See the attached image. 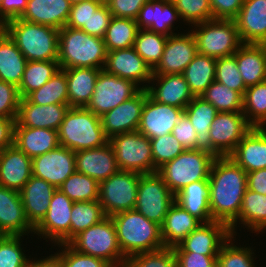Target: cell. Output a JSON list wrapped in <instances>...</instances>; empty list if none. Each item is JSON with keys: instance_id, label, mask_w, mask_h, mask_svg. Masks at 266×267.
Instances as JSON below:
<instances>
[{"instance_id": "1", "label": "cell", "mask_w": 266, "mask_h": 267, "mask_svg": "<svg viewBox=\"0 0 266 267\" xmlns=\"http://www.w3.org/2000/svg\"><path fill=\"white\" fill-rule=\"evenodd\" d=\"M246 189L247 172L229 156L216 157L209 173L212 220L230 226L239 216Z\"/></svg>"}, {"instance_id": "2", "label": "cell", "mask_w": 266, "mask_h": 267, "mask_svg": "<svg viewBox=\"0 0 266 267\" xmlns=\"http://www.w3.org/2000/svg\"><path fill=\"white\" fill-rule=\"evenodd\" d=\"M120 249L127 259L132 255L164 247L161 227L132 209L111 216Z\"/></svg>"}, {"instance_id": "3", "label": "cell", "mask_w": 266, "mask_h": 267, "mask_svg": "<svg viewBox=\"0 0 266 267\" xmlns=\"http://www.w3.org/2000/svg\"><path fill=\"white\" fill-rule=\"evenodd\" d=\"M107 49L102 38L65 26L59 30L60 69L75 67L103 69Z\"/></svg>"}, {"instance_id": "4", "label": "cell", "mask_w": 266, "mask_h": 267, "mask_svg": "<svg viewBox=\"0 0 266 267\" xmlns=\"http://www.w3.org/2000/svg\"><path fill=\"white\" fill-rule=\"evenodd\" d=\"M5 31L27 61H58L59 29L15 18Z\"/></svg>"}, {"instance_id": "5", "label": "cell", "mask_w": 266, "mask_h": 267, "mask_svg": "<svg viewBox=\"0 0 266 267\" xmlns=\"http://www.w3.org/2000/svg\"><path fill=\"white\" fill-rule=\"evenodd\" d=\"M58 140L60 146L74 152L101 147L109 142L100 116L79 107H70L66 113L58 130Z\"/></svg>"}, {"instance_id": "6", "label": "cell", "mask_w": 266, "mask_h": 267, "mask_svg": "<svg viewBox=\"0 0 266 267\" xmlns=\"http://www.w3.org/2000/svg\"><path fill=\"white\" fill-rule=\"evenodd\" d=\"M67 244L75 251L101 258L111 266H121L126 261L118 243L114 222L109 216L77 234Z\"/></svg>"}, {"instance_id": "7", "label": "cell", "mask_w": 266, "mask_h": 267, "mask_svg": "<svg viewBox=\"0 0 266 267\" xmlns=\"http://www.w3.org/2000/svg\"><path fill=\"white\" fill-rule=\"evenodd\" d=\"M215 158L204 150H184L175 159L160 167L157 173L176 195L192 182L209 180L210 169Z\"/></svg>"}, {"instance_id": "8", "label": "cell", "mask_w": 266, "mask_h": 267, "mask_svg": "<svg viewBox=\"0 0 266 267\" xmlns=\"http://www.w3.org/2000/svg\"><path fill=\"white\" fill-rule=\"evenodd\" d=\"M197 51L213 58L234 55L243 44L234 20L212 19L190 26Z\"/></svg>"}, {"instance_id": "9", "label": "cell", "mask_w": 266, "mask_h": 267, "mask_svg": "<svg viewBox=\"0 0 266 267\" xmlns=\"http://www.w3.org/2000/svg\"><path fill=\"white\" fill-rule=\"evenodd\" d=\"M117 165L121 171L139 174L156 173L150 139L138 130L117 134L109 138Z\"/></svg>"}, {"instance_id": "10", "label": "cell", "mask_w": 266, "mask_h": 267, "mask_svg": "<svg viewBox=\"0 0 266 267\" xmlns=\"http://www.w3.org/2000/svg\"><path fill=\"white\" fill-rule=\"evenodd\" d=\"M142 174L121 171L99 183V199L106 216L135 208L139 179Z\"/></svg>"}, {"instance_id": "11", "label": "cell", "mask_w": 266, "mask_h": 267, "mask_svg": "<svg viewBox=\"0 0 266 267\" xmlns=\"http://www.w3.org/2000/svg\"><path fill=\"white\" fill-rule=\"evenodd\" d=\"M174 202L175 195L157 172L140 176L134 208L140 214L161 226Z\"/></svg>"}, {"instance_id": "12", "label": "cell", "mask_w": 266, "mask_h": 267, "mask_svg": "<svg viewBox=\"0 0 266 267\" xmlns=\"http://www.w3.org/2000/svg\"><path fill=\"white\" fill-rule=\"evenodd\" d=\"M140 90L141 88L134 82L101 69L93 95L85 108L101 117L104 113L135 96Z\"/></svg>"}, {"instance_id": "13", "label": "cell", "mask_w": 266, "mask_h": 267, "mask_svg": "<svg viewBox=\"0 0 266 267\" xmlns=\"http://www.w3.org/2000/svg\"><path fill=\"white\" fill-rule=\"evenodd\" d=\"M73 201L56 189L50 200L49 209L42 221L34 228L36 238L50 244H67L70 241V220ZM40 237V238H39Z\"/></svg>"}, {"instance_id": "14", "label": "cell", "mask_w": 266, "mask_h": 267, "mask_svg": "<svg viewBox=\"0 0 266 267\" xmlns=\"http://www.w3.org/2000/svg\"><path fill=\"white\" fill-rule=\"evenodd\" d=\"M252 128L243 112H218L209 131L212 155L229 156Z\"/></svg>"}, {"instance_id": "15", "label": "cell", "mask_w": 266, "mask_h": 267, "mask_svg": "<svg viewBox=\"0 0 266 267\" xmlns=\"http://www.w3.org/2000/svg\"><path fill=\"white\" fill-rule=\"evenodd\" d=\"M168 36L164 51L153 75L183 74L185 68L198 53L195 37L191 30Z\"/></svg>"}, {"instance_id": "16", "label": "cell", "mask_w": 266, "mask_h": 267, "mask_svg": "<svg viewBox=\"0 0 266 267\" xmlns=\"http://www.w3.org/2000/svg\"><path fill=\"white\" fill-rule=\"evenodd\" d=\"M232 235L223 222L201 223L182 242L173 247L174 252H194L205 256H218L222 245Z\"/></svg>"}, {"instance_id": "17", "label": "cell", "mask_w": 266, "mask_h": 267, "mask_svg": "<svg viewBox=\"0 0 266 267\" xmlns=\"http://www.w3.org/2000/svg\"><path fill=\"white\" fill-rule=\"evenodd\" d=\"M103 69L110 74L130 80L145 90L153 75V70L137 54L134 47L107 52Z\"/></svg>"}, {"instance_id": "18", "label": "cell", "mask_w": 266, "mask_h": 267, "mask_svg": "<svg viewBox=\"0 0 266 267\" xmlns=\"http://www.w3.org/2000/svg\"><path fill=\"white\" fill-rule=\"evenodd\" d=\"M75 171V152L60 145L32 159V175L57 189Z\"/></svg>"}, {"instance_id": "19", "label": "cell", "mask_w": 266, "mask_h": 267, "mask_svg": "<svg viewBox=\"0 0 266 267\" xmlns=\"http://www.w3.org/2000/svg\"><path fill=\"white\" fill-rule=\"evenodd\" d=\"M145 101L146 90L141 89L132 98L104 113L100 119L105 135L111 138L117 134L137 131Z\"/></svg>"}, {"instance_id": "20", "label": "cell", "mask_w": 266, "mask_h": 267, "mask_svg": "<svg viewBox=\"0 0 266 267\" xmlns=\"http://www.w3.org/2000/svg\"><path fill=\"white\" fill-rule=\"evenodd\" d=\"M184 109L153 100L146 90V101L142 110L138 131L149 139L171 133Z\"/></svg>"}, {"instance_id": "21", "label": "cell", "mask_w": 266, "mask_h": 267, "mask_svg": "<svg viewBox=\"0 0 266 267\" xmlns=\"http://www.w3.org/2000/svg\"><path fill=\"white\" fill-rule=\"evenodd\" d=\"M180 20L178 10L170 0L147 1L135 19L138 29H148L166 36L180 33L174 29L175 23L177 25Z\"/></svg>"}, {"instance_id": "22", "label": "cell", "mask_w": 266, "mask_h": 267, "mask_svg": "<svg viewBox=\"0 0 266 267\" xmlns=\"http://www.w3.org/2000/svg\"><path fill=\"white\" fill-rule=\"evenodd\" d=\"M34 234L28 222L20 193L0 186V235L27 236Z\"/></svg>"}, {"instance_id": "23", "label": "cell", "mask_w": 266, "mask_h": 267, "mask_svg": "<svg viewBox=\"0 0 266 267\" xmlns=\"http://www.w3.org/2000/svg\"><path fill=\"white\" fill-rule=\"evenodd\" d=\"M146 90L153 100L182 109L194 99L183 74L152 75Z\"/></svg>"}, {"instance_id": "24", "label": "cell", "mask_w": 266, "mask_h": 267, "mask_svg": "<svg viewBox=\"0 0 266 267\" xmlns=\"http://www.w3.org/2000/svg\"><path fill=\"white\" fill-rule=\"evenodd\" d=\"M69 109V105L50 104L41 106L31 103L27 98H21L15 126L47 128L58 131Z\"/></svg>"}, {"instance_id": "25", "label": "cell", "mask_w": 266, "mask_h": 267, "mask_svg": "<svg viewBox=\"0 0 266 267\" xmlns=\"http://www.w3.org/2000/svg\"><path fill=\"white\" fill-rule=\"evenodd\" d=\"M75 166L76 171L93 178L98 183L107 180L120 170L109 142L101 147L76 151Z\"/></svg>"}, {"instance_id": "26", "label": "cell", "mask_w": 266, "mask_h": 267, "mask_svg": "<svg viewBox=\"0 0 266 267\" xmlns=\"http://www.w3.org/2000/svg\"><path fill=\"white\" fill-rule=\"evenodd\" d=\"M234 21L242 43L266 44V0H244Z\"/></svg>"}, {"instance_id": "27", "label": "cell", "mask_w": 266, "mask_h": 267, "mask_svg": "<svg viewBox=\"0 0 266 267\" xmlns=\"http://www.w3.org/2000/svg\"><path fill=\"white\" fill-rule=\"evenodd\" d=\"M32 176V159L15 144L0 151V186L20 191Z\"/></svg>"}, {"instance_id": "28", "label": "cell", "mask_w": 266, "mask_h": 267, "mask_svg": "<svg viewBox=\"0 0 266 267\" xmlns=\"http://www.w3.org/2000/svg\"><path fill=\"white\" fill-rule=\"evenodd\" d=\"M56 187L44 179L31 176L19 191L24 212L30 225L35 228L44 218Z\"/></svg>"}, {"instance_id": "29", "label": "cell", "mask_w": 266, "mask_h": 267, "mask_svg": "<svg viewBox=\"0 0 266 267\" xmlns=\"http://www.w3.org/2000/svg\"><path fill=\"white\" fill-rule=\"evenodd\" d=\"M229 157L247 173L266 168V128L253 127Z\"/></svg>"}, {"instance_id": "30", "label": "cell", "mask_w": 266, "mask_h": 267, "mask_svg": "<svg viewBox=\"0 0 266 267\" xmlns=\"http://www.w3.org/2000/svg\"><path fill=\"white\" fill-rule=\"evenodd\" d=\"M71 5L69 0H28L20 19L60 30L66 26Z\"/></svg>"}, {"instance_id": "31", "label": "cell", "mask_w": 266, "mask_h": 267, "mask_svg": "<svg viewBox=\"0 0 266 267\" xmlns=\"http://www.w3.org/2000/svg\"><path fill=\"white\" fill-rule=\"evenodd\" d=\"M229 227L236 236L237 229L241 231L242 228L256 233L255 236L266 233V195L246 189L239 216Z\"/></svg>"}, {"instance_id": "32", "label": "cell", "mask_w": 266, "mask_h": 267, "mask_svg": "<svg viewBox=\"0 0 266 267\" xmlns=\"http://www.w3.org/2000/svg\"><path fill=\"white\" fill-rule=\"evenodd\" d=\"M234 56L246 88L266 81V44L243 43Z\"/></svg>"}, {"instance_id": "33", "label": "cell", "mask_w": 266, "mask_h": 267, "mask_svg": "<svg viewBox=\"0 0 266 267\" xmlns=\"http://www.w3.org/2000/svg\"><path fill=\"white\" fill-rule=\"evenodd\" d=\"M14 144L31 159L60 145L58 131L22 126H14Z\"/></svg>"}, {"instance_id": "34", "label": "cell", "mask_w": 266, "mask_h": 267, "mask_svg": "<svg viewBox=\"0 0 266 267\" xmlns=\"http://www.w3.org/2000/svg\"><path fill=\"white\" fill-rule=\"evenodd\" d=\"M201 223L199 219L174 202L160 226L164 247L177 246Z\"/></svg>"}, {"instance_id": "35", "label": "cell", "mask_w": 266, "mask_h": 267, "mask_svg": "<svg viewBox=\"0 0 266 267\" xmlns=\"http://www.w3.org/2000/svg\"><path fill=\"white\" fill-rule=\"evenodd\" d=\"M68 85V105L85 108L95 90V83L101 69L75 67L62 69Z\"/></svg>"}, {"instance_id": "36", "label": "cell", "mask_w": 266, "mask_h": 267, "mask_svg": "<svg viewBox=\"0 0 266 267\" xmlns=\"http://www.w3.org/2000/svg\"><path fill=\"white\" fill-rule=\"evenodd\" d=\"M217 113L216 108L201 97H194L184 109V114L189 118L196 131V149L212 154L209 131Z\"/></svg>"}, {"instance_id": "37", "label": "cell", "mask_w": 266, "mask_h": 267, "mask_svg": "<svg viewBox=\"0 0 266 267\" xmlns=\"http://www.w3.org/2000/svg\"><path fill=\"white\" fill-rule=\"evenodd\" d=\"M175 202L202 223L213 221L209 201V180L192 182L175 195Z\"/></svg>"}, {"instance_id": "38", "label": "cell", "mask_w": 266, "mask_h": 267, "mask_svg": "<svg viewBox=\"0 0 266 267\" xmlns=\"http://www.w3.org/2000/svg\"><path fill=\"white\" fill-rule=\"evenodd\" d=\"M26 63L27 59L4 30L0 35V80L19 87Z\"/></svg>"}, {"instance_id": "39", "label": "cell", "mask_w": 266, "mask_h": 267, "mask_svg": "<svg viewBox=\"0 0 266 267\" xmlns=\"http://www.w3.org/2000/svg\"><path fill=\"white\" fill-rule=\"evenodd\" d=\"M216 58L197 53L183 75L194 97H200L215 80Z\"/></svg>"}, {"instance_id": "40", "label": "cell", "mask_w": 266, "mask_h": 267, "mask_svg": "<svg viewBox=\"0 0 266 267\" xmlns=\"http://www.w3.org/2000/svg\"><path fill=\"white\" fill-rule=\"evenodd\" d=\"M60 70L58 61H27L21 84L18 87L21 98L41 88Z\"/></svg>"}, {"instance_id": "41", "label": "cell", "mask_w": 266, "mask_h": 267, "mask_svg": "<svg viewBox=\"0 0 266 267\" xmlns=\"http://www.w3.org/2000/svg\"><path fill=\"white\" fill-rule=\"evenodd\" d=\"M138 30L134 19L112 17L103 38L107 52L133 47Z\"/></svg>"}, {"instance_id": "42", "label": "cell", "mask_w": 266, "mask_h": 267, "mask_svg": "<svg viewBox=\"0 0 266 267\" xmlns=\"http://www.w3.org/2000/svg\"><path fill=\"white\" fill-rule=\"evenodd\" d=\"M242 112L252 127L266 128V81L246 88Z\"/></svg>"}, {"instance_id": "43", "label": "cell", "mask_w": 266, "mask_h": 267, "mask_svg": "<svg viewBox=\"0 0 266 267\" xmlns=\"http://www.w3.org/2000/svg\"><path fill=\"white\" fill-rule=\"evenodd\" d=\"M236 242V235H231L222 245L217 256V267H257L254 244L250 243V246H247V244L244 246L243 244L241 246L240 242L239 244Z\"/></svg>"}, {"instance_id": "44", "label": "cell", "mask_w": 266, "mask_h": 267, "mask_svg": "<svg viewBox=\"0 0 266 267\" xmlns=\"http://www.w3.org/2000/svg\"><path fill=\"white\" fill-rule=\"evenodd\" d=\"M31 103L38 105H68V85L65 72L60 69L41 88L26 97Z\"/></svg>"}, {"instance_id": "45", "label": "cell", "mask_w": 266, "mask_h": 267, "mask_svg": "<svg viewBox=\"0 0 266 267\" xmlns=\"http://www.w3.org/2000/svg\"><path fill=\"white\" fill-rule=\"evenodd\" d=\"M167 38L166 35L148 29H139L136 34L133 47L152 70L161 60Z\"/></svg>"}, {"instance_id": "46", "label": "cell", "mask_w": 266, "mask_h": 267, "mask_svg": "<svg viewBox=\"0 0 266 267\" xmlns=\"http://www.w3.org/2000/svg\"><path fill=\"white\" fill-rule=\"evenodd\" d=\"M58 189L73 202L96 201L99 199V183L78 171L70 175Z\"/></svg>"}, {"instance_id": "47", "label": "cell", "mask_w": 266, "mask_h": 267, "mask_svg": "<svg viewBox=\"0 0 266 267\" xmlns=\"http://www.w3.org/2000/svg\"><path fill=\"white\" fill-rule=\"evenodd\" d=\"M106 217L98 200L74 202L70 220V240Z\"/></svg>"}, {"instance_id": "48", "label": "cell", "mask_w": 266, "mask_h": 267, "mask_svg": "<svg viewBox=\"0 0 266 267\" xmlns=\"http://www.w3.org/2000/svg\"><path fill=\"white\" fill-rule=\"evenodd\" d=\"M200 97L210 102L218 112H242L243 96L216 80Z\"/></svg>"}, {"instance_id": "49", "label": "cell", "mask_w": 266, "mask_h": 267, "mask_svg": "<svg viewBox=\"0 0 266 267\" xmlns=\"http://www.w3.org/2000/svg\"><path fill=\"white\" fill-rule=\"evenodd\" d=\"M26 236L0 235V267H26L30 260L24 244Z\"/></svg>"}, {"instance_id": "50", "label": "cell", "mask_w": 266, "mask_h": 267, "mask_svg": "<svg viewBox=\"0 0 266 267\" xmlns=\"http://www.w3.org/2000/svg\"><path fill=\"white\" fill-rule=\"evenodd\" d=\"M125 267H177V258L173 248L163 247L149 252L130 256L124 262Z\"/></svg>"}, {"instance_id": "51", "label": "cell", "mask_w": 266, "mask_h": 267, "mask_svg": "<svg viewBox=\"0 0 266 267\" xmlns=\"http://www.w3.org/2000/svg\"><path fill=\"white\" fill-rule=\"evenodd\" d=\"M173 2L183 21L179 22L180 24L192 26L213 19L209 0H174Z\"/></svg>"}, {"instance_id": "52", "label": "cell", "mask_w": 266, "mask_h": 267, "mask_svg": "<svg viewBox=\"0 0 266 267\" xmlns=\"http://www.w3.org/2000/svg\"><path fill=\"white\" fill-rule=\"evenodd\" d=\"M215 80L229 89L239 92L242 96L245 93L246 87L234 55L217 58Z\"/></svg>"}, {"instance_id": "53", "label": "cell", "mask_w": 266, "mask_h": 267, "mask_svg": "<svg viewBox=\"0 0 266 267\" xmlns=\"http://www.w3.org/2000/svg\"><path fill=\"white\" fill-rule=\"evenodd\" d=\"M154 167L158 170L165 163L172 161L185 149L172 133L150 139Z\"/></svg>"}, {"instance_id": "54", "label": "cell", "mask_w": 266, "mask_h": 267, "mask_svg": "<svg viewBox=\"0 0 266 267\" xmlns=\"http://www.w3.org/2000/svg\"><path fill=\"white\" fill-rule=\"evenodd\" d=\"M52 247L55 250L57 249L58 252L56 251V254L61 258L64 267H112L101 258L85 255L75 251L68 244L52 245L50 248L51 250Z\"/></svg>"}, {"instance_id": "55", "label": "cell", "mask_w": 266, "mask_h": 267, "mask_svg": "<svg viewBox=\"0 0 266 267\" xmlns=\"http://www.w3.org/2000/svg\"><path fill=\"white\" fill-rule=\"evenodd\" d=\"M20 100L18 87L0 80V117L16 120Z\"/></svg>"}, {"instance_id": "56", "label": "cell", "mask_w": 266, "mask_h": 267, "mask_svg": "<svg viewBox=\"0 0 266 267\" xmlns=\"http://www.w3.org/2000/svg\"><path fill=\"white\" fill-rule=\"evenodd\" d=\"M103 4L104 2L102 0H85L72 4L66 26L81 30L84 25H87L90 15L97 11Z\"/></svg>"}, {"instance_id": "57", "label": "cell", "mask_w": 266, "mask_h": 267, "mask_svg": "<svg viewBox=\"0 0 266 267\" xmlns=\"http://www.w3.org/2000/svg\"><path fill=\"white\" fill-rule=\"evenodd\" d=\"M111 18L112 14L106 3H104L97 11L90 15L87 25H84L81 30L91 36L103 39Z\"/></svg>"}, {"instance_id": "58", "label": "cell", "mask_w": 266, "mask_h": 267, "mask_svg": "<svg viewBox=\"0 0 266 267\" xmlns=\"http://www.w3.org/2000/svg\"><path fill=\"white\" fill-rule=\"evenodd\" d=\"M149 0H107L112 17L136 19L142 6Z\"/></svg>"}, {"instance_id": "59", "label": "cell", "mask_w": 266, "mask_h": 267, "mask_svg": "<svg viewBox=\"0 0 266 267\" xmlns=\"http://www.w3.org/2000/svg\"><path fill=\"white\" fill-rule=\"evenodd\" d=\"M185 150L196 149V131L189 118L183 113L171 132Z\"/></svg>"}, {"instance_id": "60", "label": "cell", "mask_w": 266, "mask_h": 267, "mask_svg": "<svg viewBox=\"0 0 266 267\" xmlns=\"http://www.w3.org/2000/svg\"><path fill=\"white\" fill-rule=\"evenodd\" d=\"M213 19L234 20L244 0H209Z\"/></svg>"}, {"instance_id": "61", "label": "cell", "mask_w": 266, "mask_h": 267, "mask_svg": "<svg viewBox=\"0 0 266 267\" xmlns=\"http://www.w3.org/2000/svg\"><path fill=\"white\" fill-rule=\"evenodd\" d=\"M177 267H217V256H205L194 252H175Z\"/></svg>"}, {"instance_id": "62", "label": "cell", "mask_w": 266, "mask_h": 267, "mask_svg": "<svg viewBox=\"0 0 266 267\" xmlns=\"http://www.w3.org/2000/svg\"><path fill=\"white\" fill-rule=\"evenodd\" d=\"M28 0H2L0 5V20L7 21L20 18L26 10Z\"/></svg>"}, {"instance_id": "63", "label": "cell", "mask_w": 266, "mask_h": 267, "mask_svg": "<svg viewBox=\"0 0 266 267\" xmlns=\"http://www.w3.org/2000/svg\"><path fill=\"white\" fill-rule=\"evenodd\" d=\"M15 119L0 117V151L14 144Z\"/></svg>"}, {"instance_id": "64", "label": "cell", "mask_w": 266, "mask_h": 267, "mask_svg": "<svg viewBox=\"0 0 266 267\" xmlns=\"http://www.w3.org/2000/svg\"><path fill=\"white\" fill-rule=\"evenodd\" d=\"M247 189L266 195V168L247 173Z\"/></svg>"}, {"instance_id": "65", "label": "cell", "mask_w": 266, "mask_h": 267, "mask_svg": "<svg viewBox=\"0 0 266 267\" xmlns=\"http://www.w3.org/2000/svg\"><path fill=\"white\" fill-rule=\"evenodd\" d=\"M41 257L33 259L31 255L26 267H64L61 258L55 252Z\"/></svg>"}, {"instance_id": "66", "label": "cell", "mask_w": 266, "mask_h": 267, "mask_svg": "<svg viewBox=\"0 0 266 267\" xmlns=\"http://www.w3.org/2000/svg\"><path fill=\"white\" fill-rule=\"evenodd\" d=\"M5 30V24L0 20V35L3 33Z\"/></svg>"}, {"instance_id": "67", "label": "cell", "mask_w": 266, "mask_h": 267, "mask_svg": "<svg viewBox=\"0 0 266 267\" xmlns=\"http://www.w3.org/2000/svg\"><path fill=\"white\" fill-rule=\"evenodd\" d=\"M71 4L79 3L85 0H69Z\"/></svg>"}, {"instance_id": "68", "label": "cell", "mask_w": 266, "mask_h": 267, "mask_svg": "<svg viewBox=\"0 0 266 267\" xmlns=\"http://www.w3.org/2000/svg\"><path fill=\"white\" fill-rule=\"evenodd\" d=\"M112 267H125L124 265H121V266H112Z\"/></svg>"}]
</instances>
